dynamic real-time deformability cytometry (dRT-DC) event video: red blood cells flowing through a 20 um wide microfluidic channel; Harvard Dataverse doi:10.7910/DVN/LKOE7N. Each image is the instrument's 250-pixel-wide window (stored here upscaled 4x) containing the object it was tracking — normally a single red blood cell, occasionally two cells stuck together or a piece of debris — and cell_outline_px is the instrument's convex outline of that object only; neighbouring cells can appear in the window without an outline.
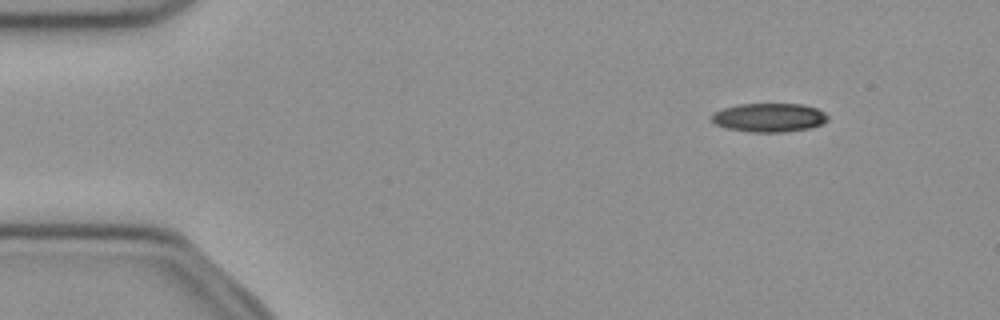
{"species": "common noctule bat (a hibernating species)", "species_latin": "Nyctalus noctula", "temperature_condition": "cold", "stored_images_in_passage": 47, "camera_frame_rate_fps": 3000, "um_per_image_px": 0.085, "animal": {"sex": "female", "body_mass_g": 21.9}, "frame": {"image": 1, "passage_image": 2, "time_ms": 0.333, "image_size_px": [1000, 320], "cell_outline_px": [[828, 120], [812, 128], [784, 132], [752, 132], [724, 128], [716, 124], [708, 116], [724, 108], [736, 104], [804, 104], [816, 108], [824, 112], [828, 116]], "centroid_in_image_um": [65.37, 9.99], "position_along_channel_um": 19.6, "area_um2": 19.59}}
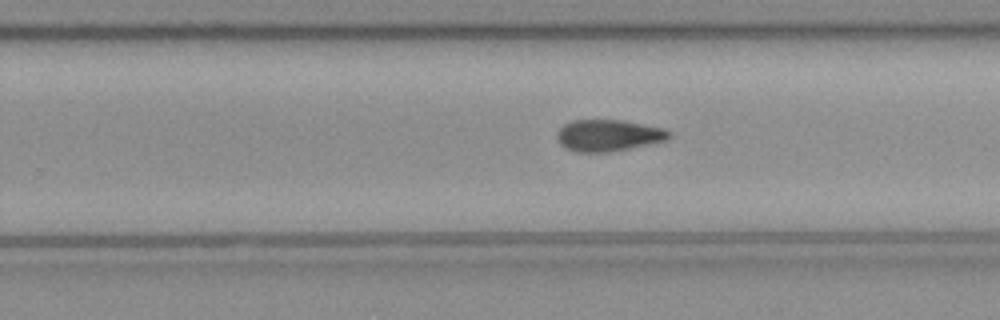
{"frame": {"image": 2, "passage_image": 28, "time_ms": 9.0, "image_size_px": [1000, 320], "cell_outline_px": [[672, 136], [668, 140], [608, 152], [576, 152], [564, 148], [560, 144], [556, 136], [556, 132], [564, 124], [572, 120], [620, 120], [664, 128], [672, 132]], "centroid_in_image_um": [51.7, 11.51], "position_along_channel_um": 278.1, "area_um2": 20.69}}
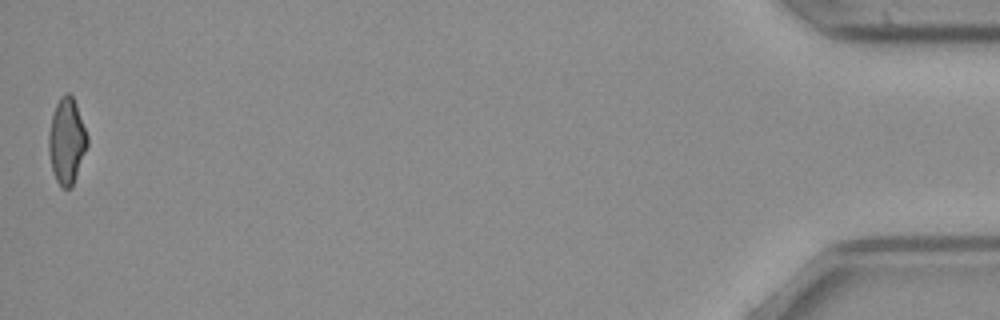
{"frame": {"image": 3, "passage_image": 47, "time_ms": 15.333, "image_size_px": [1000, 320], "cell_outline_px": [[88, 144], [72, 188], [64, 188], [56, 180], [52, 168], [48, 152], [48, 136], [52, 116], [56, 104], [60, 96], [64, 92], [68, 92], [72, 96], [76, 104], [88, 136]], "centroid_in_image_um": [5.67, 11.97], "position_along_channel_um": 429.5, "area_um2": 19.25}}